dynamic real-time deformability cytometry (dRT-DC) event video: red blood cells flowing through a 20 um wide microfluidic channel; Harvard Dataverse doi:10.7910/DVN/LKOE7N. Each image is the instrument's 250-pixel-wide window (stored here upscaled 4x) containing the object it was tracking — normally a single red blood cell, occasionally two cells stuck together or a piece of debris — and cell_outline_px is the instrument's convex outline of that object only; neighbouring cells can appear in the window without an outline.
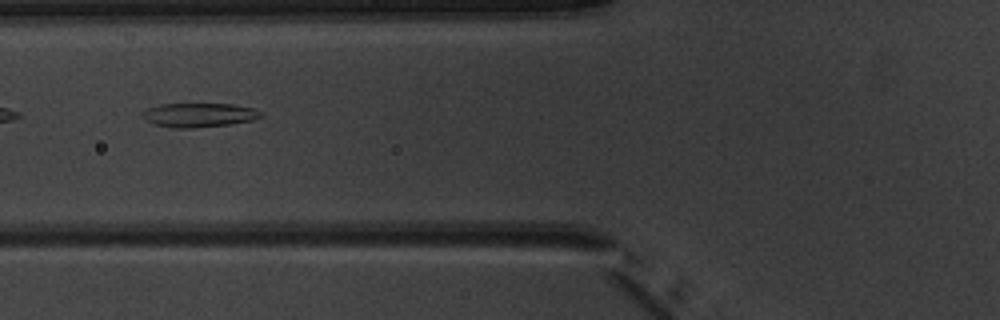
{"species": "common noctule bat (a hibernating species)", "species_latin": "Nyctalus noctula", "temperature_condition": "warm", "stored_images_in_passage": 6, "camera_frame_rate_fps": 3000, "um_per_image_px": 0.085, "animal": {"sex": "male", "body_mass_g": 20.1, "forearm_length_mm": 53.5}, "frame": {"image": 1, "passage_image": 5, "time_ms": 5.667, "image_size_px": [1000, 320], "cell_outline_px": [[264, 116], [252, 120], [228, 124], [196, 128], [172, 128], [156, 124], [144, 120], [144, 112], [148, 108], [160, 104], [232, 104], [252, 108], [260, 112]], "centroid_in_image_um": [16.92, 9.78], "position_along_channel_um": 108.9, "area_um2": 16.42}}
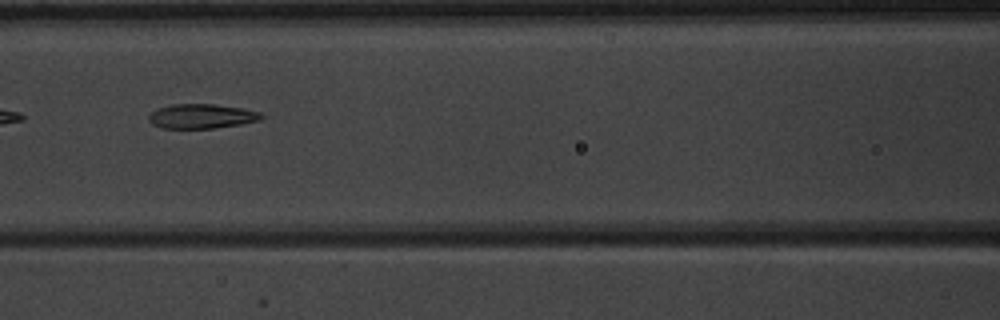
{"frame": {"image": 2, "passage_image": 6, "time_ms": 6.667, "image_size_px": [1000, 320], "cell_outline_px": [[264, 116], [260, 120], [240, 124], [212, 128], [160, 128], [152, 124], [148, 120], [148, 116], [152, 112], [160, 108], [172, 104], [216, 104], [244, 108], [260, 112]], "centroid_in_image_um": [17.15, 9.87], "position_along_channel_um": 149.5, "area_um2": 16.07}}